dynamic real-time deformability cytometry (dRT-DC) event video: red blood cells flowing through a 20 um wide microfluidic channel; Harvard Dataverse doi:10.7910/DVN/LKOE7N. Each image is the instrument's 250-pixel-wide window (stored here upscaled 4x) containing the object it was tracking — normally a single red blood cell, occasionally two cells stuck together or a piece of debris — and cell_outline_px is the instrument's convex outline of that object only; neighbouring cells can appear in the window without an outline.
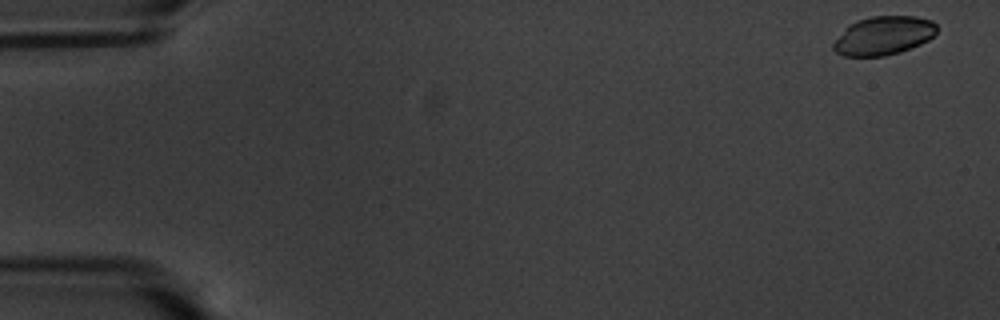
{"species": "common noctule bat (a hibernating species)", "species_latin": "Nyctalus noctula", "temperature_condition": "warm", "stored_images_in_passage": 58, "camera_frame_rate_fps": 3000, "um_per_image_px": 0.085, "animal": {"sex": "male", "body_mass_g": 20.1, "forearm_length_mm": 53.5}, "frame": {"image": 1, "passage_image": 2, "time_ms": 0.333, "image_size_px": [1000, 320], "cell_outline_px": [[936, 32], [928, 40], [920, 44], [900, 52], [884, 56], [844, 56], [836, 52], [832, 48], [832, 44], [848, 24], [856, 20], [872, 16], [916, 16], [932, 20], [936, 24]], "centroid_in_image_um": [75.08, 3.02], "position_along_channel_um": 9.9, "area_um2": 23.35}}
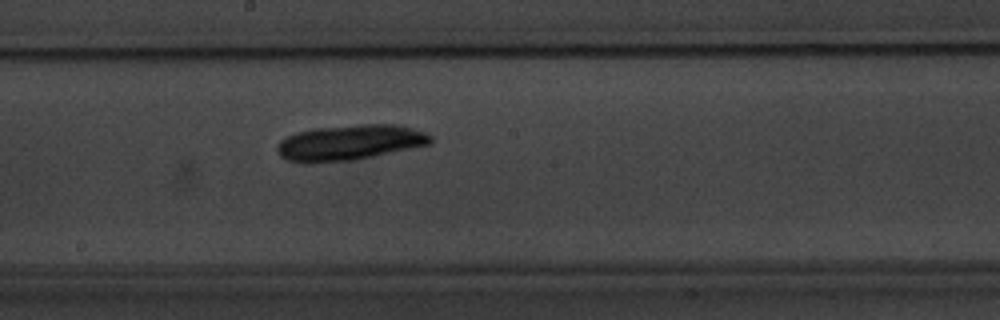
{"frame": {"image": 2, "passage_image": 32, "time_ms": 10.333, "image_size_px": [1000, 320], "cell_outline_px": [[432, 144], [356, 160], [312, 164], [304, 164], [288, 160], [280, 156], [276, 148], [280, 140], [296, 132], [312, 128], [360, 124], [400, 124], [428, 132], [432, 136]], "centroid_in_image_um": [29.75, 12.12], "position_along_channel_um": 218.5, "area_um2": 32.48}}
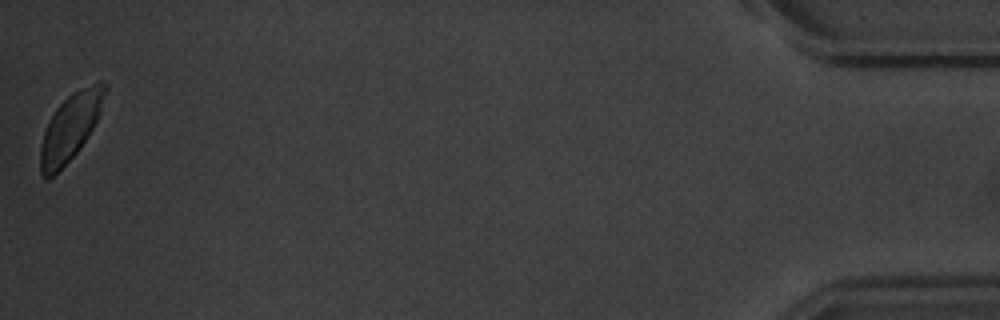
{"frame": {"image": 3, "passage_image": 58, "time_ms": 19.0, "image_size_px": [1000, 320], "cell_outline_px": [[108, 88], [100, 112], [92, 128], [80, 148], [48, 180], [44, 180], [40, 172], [40, 144], [44, 132], [56, 108], [72, 92], [100, 80], [104, 80], [108, 84]], "centroid_in_image_um": [5.99, 10.77], "position_along_channel_um": 429.2, "area_um2": 24.85}}